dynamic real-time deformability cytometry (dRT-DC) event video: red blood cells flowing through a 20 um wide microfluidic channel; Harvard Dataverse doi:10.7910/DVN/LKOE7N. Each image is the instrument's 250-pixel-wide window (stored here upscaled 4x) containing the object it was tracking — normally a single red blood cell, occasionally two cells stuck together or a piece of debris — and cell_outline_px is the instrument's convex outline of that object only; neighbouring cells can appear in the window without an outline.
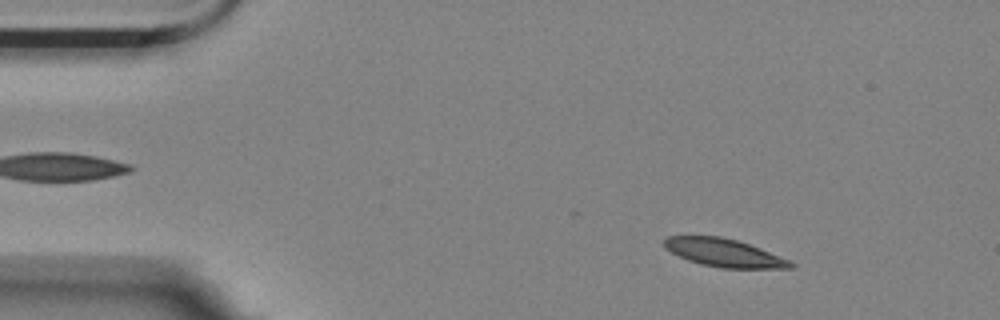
{"species": "Egyptian fruit bat (a non-hibernating species)", "species_latin": "Rousettus aegyptiacus", "temperature_condition": "room temperature", "stored_images_in_passage": 47, "camera_frame_rate_fps": 3000, "um_per_image_px": 0.085, "animal": {"sex": "female"}, "frame": {"image": 1, "passage_image": 7, "time_ms": 2.0, "image_size_px": [1000, 320], "cell_outline_px": [[796, 268], [720, 268], [700, 264], [688, 260], [664, 248], [664, 240], [668, 236], [720, 236], [736, 240], [760, 248], [792, 260], [796, 264]], "centroid_in_image_um": [61.6, 21.5], "position_along_channel_um": 23.4, "area_um2": 20.69}}
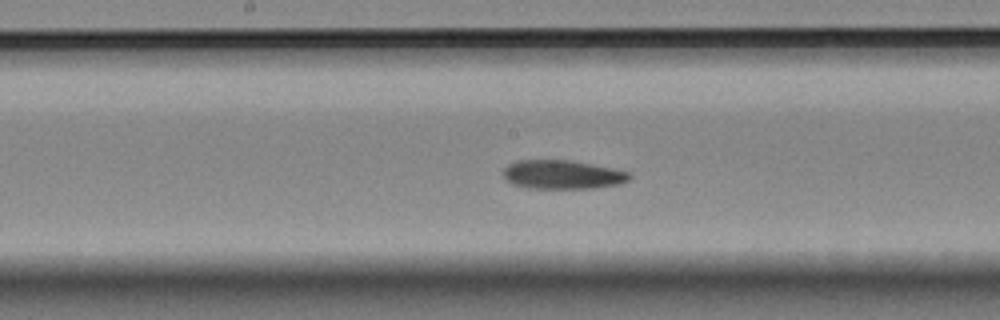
{"frame": {"image": 2, "passage_image": 28, "time_ms": 9.0, "image_size_px": [1000, 320], "cell_outline_px": [[632, 176], [628, 180], [620, 184], [592, 188], [524, 188], [512, 184], [504, 180], [504, 168], [508, 164], [516, 160], [568, 160], [592, 164], [632, 172]], "centroid_in_image_um": [47.79, 14.84], "position_along_channel_um": 200.4, "area_um2": 21.39}}
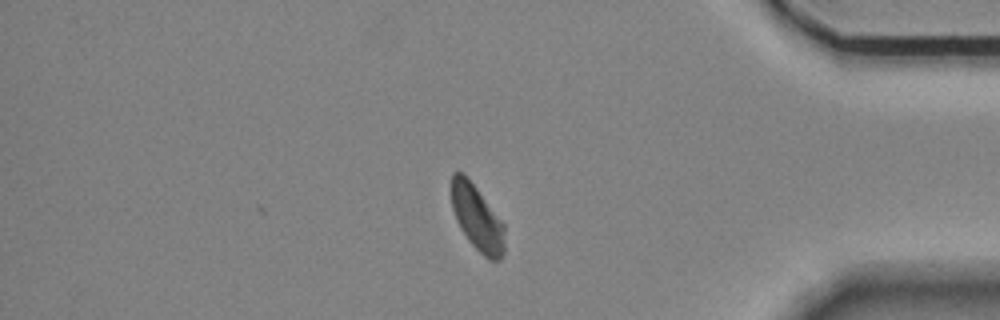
{"frame": {"image": 3, "passage_image": 47, "time_ms": 15.333, "image_size_px": [1000, 320], "cell_outline_px": [[504, 252], [500, 260], [488, 260], [468, 240], [460, 228], [456, 220], [452, 208], [452, 172], [464, 172], [504, 224]], "centroid_in_image_um": [40.55, 18.53], "position_along_channel_um": 394.6, "area_um2": 20.11}, "authors_computed_cell_mechanics": {"area_um2": 21.5594, "velocity_mm_per_s": 3.5185, "shape_relaxation_time_tau1_ms": null, "shape_relaxation_time_tau2_ms": 5.3906, "deformation_change_tau1": null, "deformation_change_tau2": 0.0994}}